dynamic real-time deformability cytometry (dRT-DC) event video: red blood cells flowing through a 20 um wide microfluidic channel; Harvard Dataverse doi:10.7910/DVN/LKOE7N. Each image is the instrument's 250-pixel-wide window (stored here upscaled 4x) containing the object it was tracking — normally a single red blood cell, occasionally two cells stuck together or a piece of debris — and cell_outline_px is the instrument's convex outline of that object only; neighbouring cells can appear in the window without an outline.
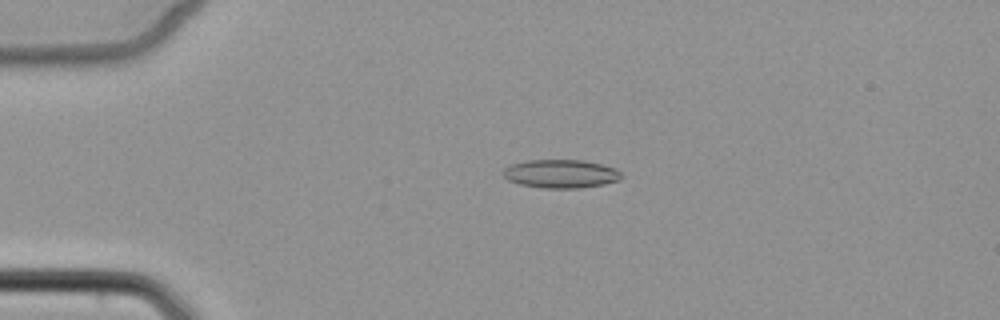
{"species": "common noctule bat (a hibernating species)", "species_latin": "Nyctalus noctula", "temperature_condition": "cold", "stored_images_in_passage": 4, "camera_frame_rate_fps": 3000, "um_per_image_px": 0.085, "animal": {"sex": "female", "body_mass_g": 22.7, "forearm_length_mm": 54.2}, "frame": {"image": 1, "passage_image": 3, "time_ms": 2.333, "image_size_px": [1000, 320], "cell_outline_px": [[620, 180], [604, 184], [580, 188], [540, 188], [520, 184], [508, 180], [504, 176], [504, 168], [512, 164], [524, 160], [584, 160], [604, 164], [616, 168], [620, 172]], "centroid_in_image_um": [47.68, 14.76], "position_along_channel_um": 37.3, "area_um2": 19.71}}